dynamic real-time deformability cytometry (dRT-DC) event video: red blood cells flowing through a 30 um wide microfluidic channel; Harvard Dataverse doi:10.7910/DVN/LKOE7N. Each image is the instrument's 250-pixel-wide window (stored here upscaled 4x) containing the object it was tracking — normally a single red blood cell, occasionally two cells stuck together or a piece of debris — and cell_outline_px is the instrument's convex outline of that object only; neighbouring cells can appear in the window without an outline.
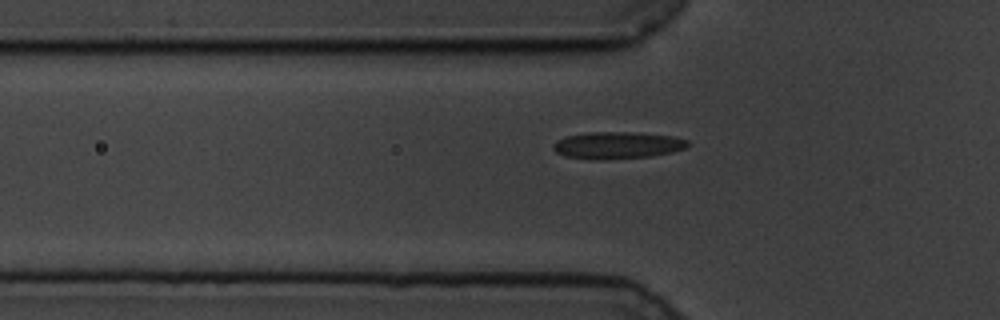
{"species": "common noctule bat (a hibernating species)", "species_latin": "Nyctalus noctula", "temperature_condition": "cold", "stored_images_in_passage": 41, "camera_frame_rate_fps": 3000, "um_per_image_px": 0.085, "animal": {"sex": "male", "body_mass_g": 19.5, "forearm_length_mm": 54.6}, "frame": {"image": 1, "passage_image": 5, "time_ms": 1.333, "image_size_px": [1000, 320], "cell_outline_px": [[688, 144], [684, 148], [672, 152], [652, 156], [604, 160], [592, 160], [564, 156], [556, 152], [552, 148], [552, 144], [556, 140], [564, 136], [588, 132], [632, 132], [672, 136], [688, 140]], "centroid_in_image_um": [52.4, 12.35], "position_along_channel_um": 73.4, "area_um2": 21.39}}
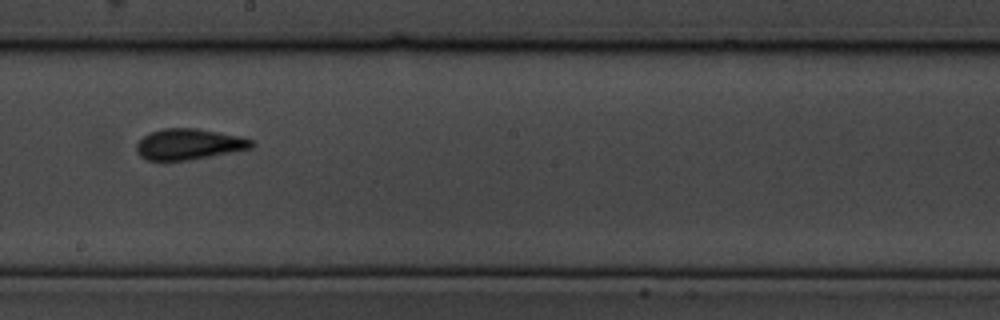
{"frame": {"image": 2, "passage_image": 19, "time_ms": 6.0, "image_size_px": [1000, 320], "cell_outline_px": [[256, 144], [252, 148], [188, 160], [148, 160], [140, 156], [136, 152], [136, 144], [144, 136], [152, 132], [164, 128], [196, 128], [240, 136], [252, 140]], "centroid_in_image_um": [16.06, 12.25], "position_along_channel_um": 232.1, "area_um2": 20.52}}
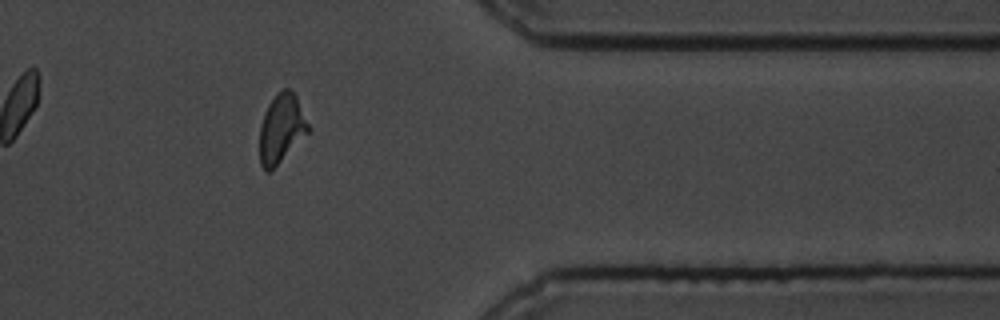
{"frame": {"image": 3, "passage_image": 34, "time_ms": 11.0, "image_size_px": [1000, 320], "cell_outline_px": [[308, 132], [268, 172], [264, 172], [260, 164], [260, 124], [264, 112], [268, 104], [276, 92], [284, 88], [288, 88], [296, 96], [308, 124]], "centroid_in_image_um": [23.87, 10.88], "position_along_channel_um": 387.5, "area_um2": 18.96}}